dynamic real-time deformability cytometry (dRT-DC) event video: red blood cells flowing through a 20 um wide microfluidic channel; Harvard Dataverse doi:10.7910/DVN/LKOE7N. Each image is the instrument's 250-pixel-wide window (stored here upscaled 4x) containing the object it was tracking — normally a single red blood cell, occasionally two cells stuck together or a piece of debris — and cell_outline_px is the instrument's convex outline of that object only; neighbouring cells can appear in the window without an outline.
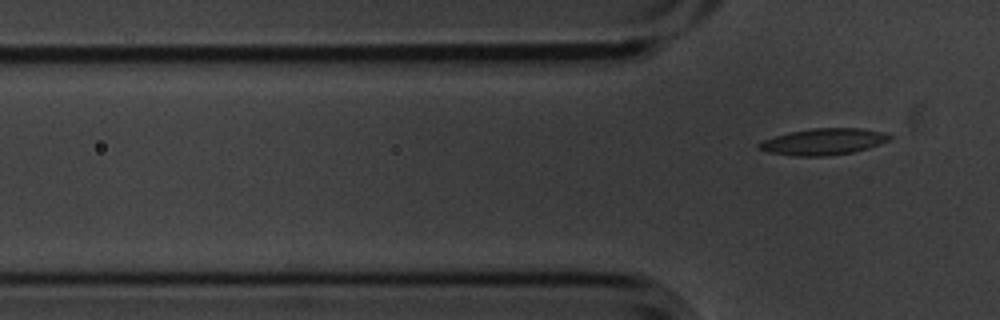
{"species": "common noctule bat (a hibernating species)", "species_latin": "Nyctalus noctula", "temperature_condition": "cold", "stored_images_in_passage": 4, "segment_of_instrument_passage": [2, 2], "camera_frame_rate_fps": 3000, "um_per_image_px": 0.085, "animal": {"sex": "male", "body_mass_g": 20.1, "forearm_length_mm": 53.5}, "frame": {"image": 1, "passage_image": 4, "time_ms": 1.0, "image_size_px": [1000, 320], "cell_outline_px": [[892, 136], [888, 140], [880, 144], [868, 148], [852, 152], [828, 156], [792, 156], [768, 152], [756, 148], [756, 144], [764, 140], [788, 132], [812, 128], [860, 128], [880, 132]], "centroid_in_image_um": [69.93, 12.05], "position_along_channel_um": 55.9, "area_um2": 20.06}}